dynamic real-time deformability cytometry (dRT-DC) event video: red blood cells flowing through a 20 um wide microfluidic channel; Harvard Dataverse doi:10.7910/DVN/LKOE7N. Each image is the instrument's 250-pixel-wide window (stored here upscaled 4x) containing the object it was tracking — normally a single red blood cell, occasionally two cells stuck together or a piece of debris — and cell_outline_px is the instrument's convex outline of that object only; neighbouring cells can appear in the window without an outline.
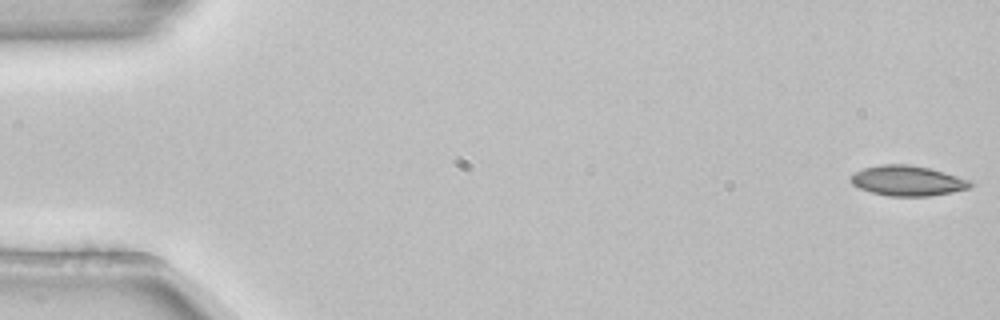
{"species": "common noctule bat (a hibernating species)", "species_latin": "Nyctalus noctula", "temperature_condition": "room temperature", "stored_images_in_passage": 53, "camera_frame_rate_fps": 3000, "um_per_image_px": 0.085, "animal": {"sex": "female", "body_mass_g": 22.7, "forearm_length_mm": 54.2}, "frame": {"image": 1, "passage_image": 1, "time_ms": 0.0, "image_size_px": [1000, 320], "cell_outline_px": [[972, 184], [968, 188], [952, 192], [932, 196], [888, 196], [872, 192], [860, 188], [852, 184], [848, 180], [848, 176], [864, 168], [880, 164], [908, 164], [928, 168], [944, 172], [972, 180]], "centroid_in_image_um": [77.12, 15.36], "position_along_channel_um": 7.9, "area_um2": 21.1}}
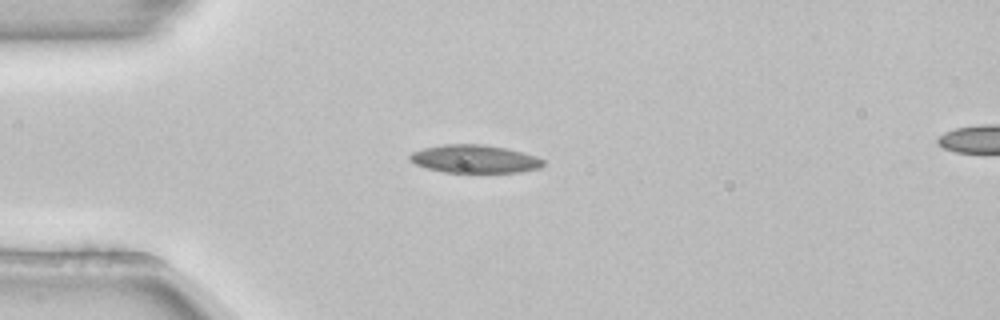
{"frame": {"image": 2, "passage_image": 14, "time_ms": 4.333, "image_size_px": [1000, 320], "cell_outline_px": [[544, 164], [540, 168], [520, 172], [444, 172], [428, 168], [416, 164], [408, 160], [408, 156], [412, 152], [424, 148], [444, 144], [484, 144], [508, 148], [536, 156], [544, 160]], "centroid_in_image_um": [40.35, 13.5], "position_along_channel_um": 44.7, "area_um2": 21.85}}
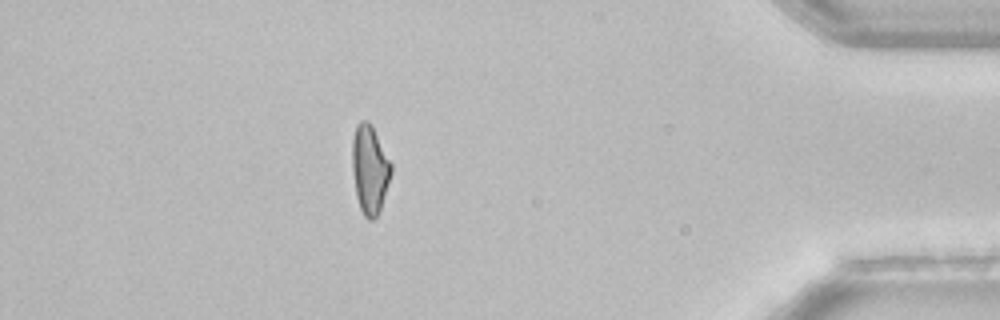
{"frame": {"image": 3, "passage_image": 47, "time_ms": 15.333, "image_size_px": [1000, 320], "cell_outline_px": [[392, 172], [380, 212], [372, 220], [368, 220], [364, 216], [360, 208], [356, 196], [352, 172], [352, 140], [356, 124], [360, 120], [368, 120], [372, 124], [392, 164]], "centroid_in_image_um": [31.43, 14.38], "position_along_channel_um": 403.8, "area_um2": 20.46}}